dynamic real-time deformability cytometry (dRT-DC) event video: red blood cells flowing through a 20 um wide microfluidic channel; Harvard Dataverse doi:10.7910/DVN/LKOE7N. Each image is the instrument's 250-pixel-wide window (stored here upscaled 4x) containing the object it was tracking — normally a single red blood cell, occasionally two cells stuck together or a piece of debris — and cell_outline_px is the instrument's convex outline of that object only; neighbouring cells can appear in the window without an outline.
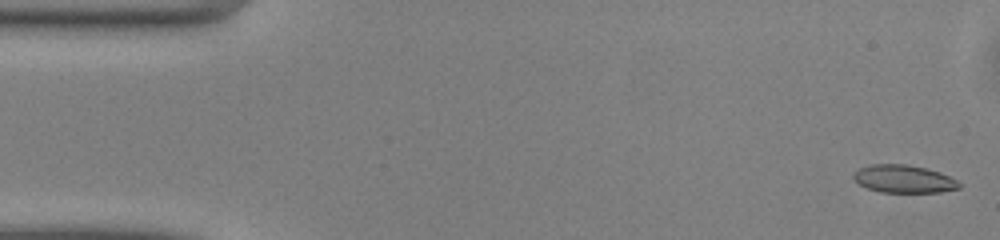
{"species": "common noctule bat (a hibernating species)", "species_latin": "Nyctalus noctula", "temperature_condition": "warm", "stored_images_in_passage": 49, "camera_frame_rate_fps": 3000, "um_per_image_px": 0.085, "animal": {"sex": "male", "body_mass_g": 13.0, "forearm_length_mm": 53.1}, "frame": {"image": 1, "passage_image": 1, "time_ms": 0.0, "image_size_px": [1000, 240], "cell_outline_px": [[960, 188], [940, 192], [880, 192], [868, 188], [860, 184], [852, 176], [852, 172], [860, 168], [872, 164], [908, 164], [928, 168], [940, 172], [956, 180], [960, 184]], "centroid_in_image_um": [76.82, 15.2], "position_along_channel_um": 8.2, "area_um2": 17.11}}
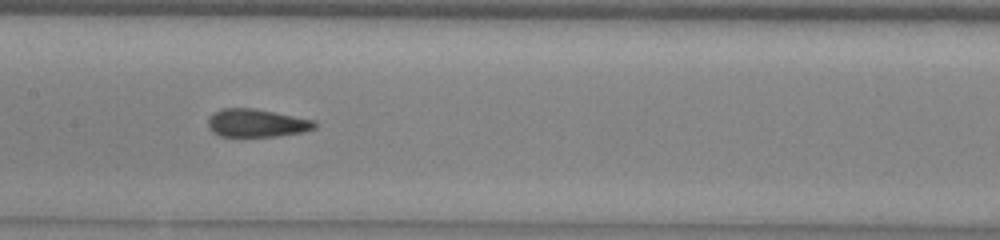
{"frame": {"image": 2, "passage_image": 23, "time_ms": 7.333, "image_size_px": [1000, 240], "cell_outline_px": [[316, 128], [304, 132], [276, 136], [220, 136], [212, 132], [208, 128], [208, 116], [212, 112], [220, 108], [252, 108], [316, 120]], "centroid_in_image_um": [21.79, 10.45], "position_along_channel_um": 185.6, "area_um2": 17.57}}
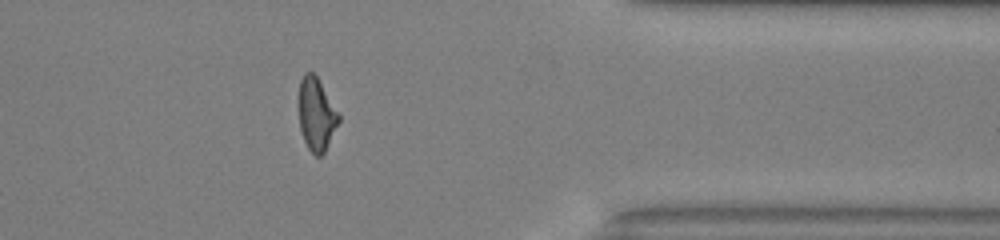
{"frame": {"image": 3, "passage_image": 39, "time_ms": 12.667, "image_size_px": [1000, 240], "cell_outline_px": [[340, 120], [324, 152], [320, 156], [316, 156], [308, 148], [304, 140], [300, 128], [300, 80], [304, 72], [312, 72], [316, 76], [340, 112]], "centroid_in_image_um": [26.92, 9.71], "position_along_channel_um": 384.5, "area_um2": 16.7}, "authors_computed_cell_mechanics": {"area_um2": 17.5712, "velocity_mm_per_s": 4.1173, "shape_relaxation_time_tau1_ms": 9.3602, "shape_relaxation_time_tau2_ms": 1.6837, "deformation_change_tau1": 0.2349, "deformation_change_tau2": 0.087}}